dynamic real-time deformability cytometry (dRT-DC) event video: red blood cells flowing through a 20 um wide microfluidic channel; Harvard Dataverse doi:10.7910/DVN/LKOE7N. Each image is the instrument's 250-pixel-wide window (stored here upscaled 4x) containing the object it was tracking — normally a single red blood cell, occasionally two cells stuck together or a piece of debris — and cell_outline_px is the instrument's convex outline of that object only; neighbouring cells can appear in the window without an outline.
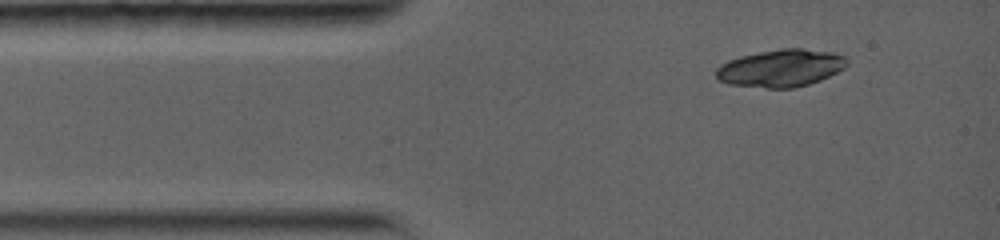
{"species": "common noctule bat (a hibernating species)", "species_latin": "Nyctalus noctula", "temperature_condition": "warm", "stored_images_in_passage": 2, "camera_frame_rate_fps": 5000, "um_per_image_px": 0.085, "animal": {"sex": "female", "body_mass_g": 19.0, "forearm_length_mm": 56.7}, "frame": {"image": 1, "passage_image": 1, "time_ms": 0.0, "image_size_px": [1000, 240], "cell_outline_px": [[848, 64], [844, 68], [820, 80], [796, 88], [764, 88], [728, 84], [716, 80], [716, 68], [720, 64], [728, 60], [740, 56], [780, 48], [804, 48], [832, 52], [844, 56], [848, 60]], "centroid_in_image_um": [66.34, 5.79], "position_along_channel_um": 18.7, "area_um2": 28.78}}